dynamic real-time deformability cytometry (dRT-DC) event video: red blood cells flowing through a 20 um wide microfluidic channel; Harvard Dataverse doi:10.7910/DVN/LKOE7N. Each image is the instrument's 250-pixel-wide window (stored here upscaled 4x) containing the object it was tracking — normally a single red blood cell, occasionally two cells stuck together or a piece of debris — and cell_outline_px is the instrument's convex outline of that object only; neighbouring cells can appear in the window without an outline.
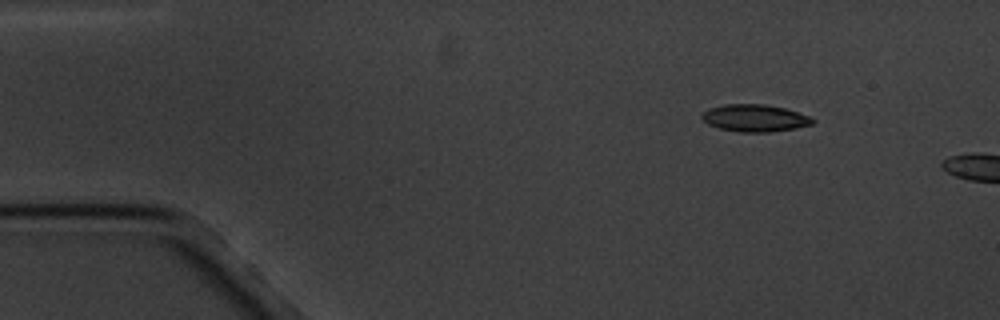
{"species": "common noctule bat (a hibernating species)", "species_latin": "Nyctalus noctula", "temperature_condition": "cold", "stored_images_in_passage": 4, "camera_frame_rate_fps": 3000, "um_per_image_px": 0.085, "animal": {"sex": "male", "body_mass_g": 20.1, "forearm_length_mm": 53.5}, "frame": {"image": 1, "passage_image": 1, "time_ms": 0.0, "image_size_px": [1000, 320], "cell_outline_px": [[816, 120], [812, 124], [796, 128], [768, 132], [740, 132], [720, 128], [708, 124], [700, 116], [708, 108], [724, 104], [764, 104], [784, 108], [808, 116]], "centroid_in_image_um": [64.14, 10.03], "position_along_channel_um": 20.9, "area_um2": 17.4}}